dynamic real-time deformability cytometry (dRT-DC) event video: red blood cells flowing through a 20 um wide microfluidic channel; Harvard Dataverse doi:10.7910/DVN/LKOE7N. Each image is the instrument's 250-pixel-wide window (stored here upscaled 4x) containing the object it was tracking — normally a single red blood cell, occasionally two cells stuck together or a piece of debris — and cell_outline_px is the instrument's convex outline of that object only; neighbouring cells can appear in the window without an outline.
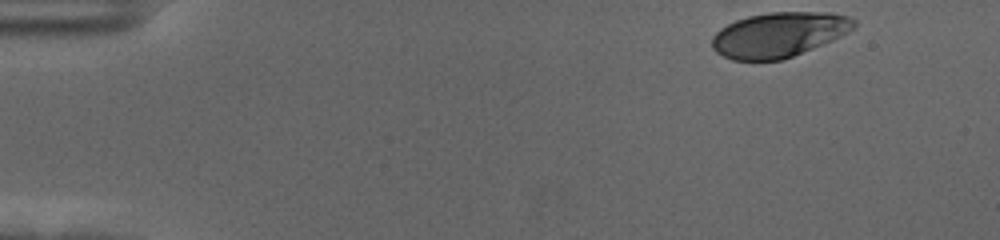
{"species": "human", "species_latin": "Homo sapiens", "temperature_condition": "cold", "stored_images_in_passage": 53, "camera_frame_rate_fps": 3000, "um_per_image_px": 0.085, "donor": {"sex": "female"}, "frame": {"image": 1, "passage_image": 1, "time_ms": 0.0, "image_size_px": [1000, 240], "cell_outline_px": [[856, 24], [848, 32], [832, 40], [792, 56], [780, 60], [732, 60], [716, 52], [712, 48], [712, 36], [720, 28], [736, 20], [748, 16], [768, 12], [832, 12], [848, 16], [856, 20]], "centroid_in_image_um": [66.19, 2.93], "position_along_channel_um": 18.8, "area_um2": 36.99}}
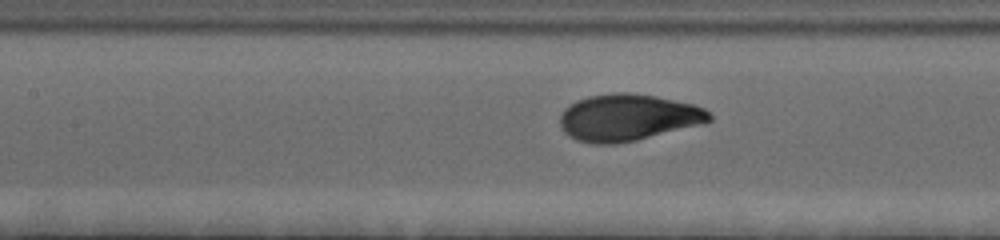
{"frame": {"image": 2, "passage_image": 22, "time_ms": 7.0, "image_size_px": [1000, 240], "cell_outline_px": [[712, 120], [704, 124], [636, 140], [616, 144], [592, 144], [576, 140], [568, 136], [564, 132], [560, 124], [560, 112], [568, 104], [576, 100], [588, 96], [612, 92], [628, 92], [656, 96], [692, 104], [704, 108], [712, 116]], "centroid_in_image_um": [53.34, 9.99], "position_along_channel_um": 154.1, "area_um2": 41.1}}
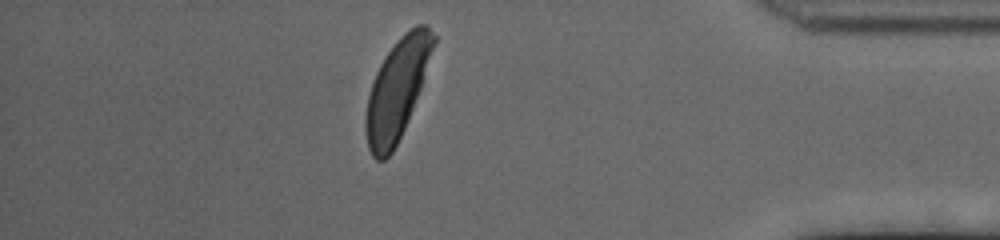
{"frame": {"image": 3, "passage_image": 46, "time_ms": 15.0, "image_size_px": [1000, 240], "cell_outline_px": [[436, 40], [420, 88], [404, 128], [392, 152], [384, 160], [376, 160], [372, 156], [368, 148], [364, 128], [364, 116], [368, 96], [372, 80], [380, 64], [388, 52], [400, 36], [404, 32], [416, 24], [424, 24], [436, 36]], "centroid_in_image_um": [33.71, 7.6], "position_along_channel_um": 401.5, "area_um2": 38.9}, "authors_computed_cell_mechanics": {"area_um2": 39.4774, "velocity_mm_per_s": 3.5182, "shape_relaxation_time_tau1_ms": 2.4613, "shape_relaxation_time_tau2_ms": null, "deformation_change_tau1": 0.1433, "deformation_change_tau2": null}}